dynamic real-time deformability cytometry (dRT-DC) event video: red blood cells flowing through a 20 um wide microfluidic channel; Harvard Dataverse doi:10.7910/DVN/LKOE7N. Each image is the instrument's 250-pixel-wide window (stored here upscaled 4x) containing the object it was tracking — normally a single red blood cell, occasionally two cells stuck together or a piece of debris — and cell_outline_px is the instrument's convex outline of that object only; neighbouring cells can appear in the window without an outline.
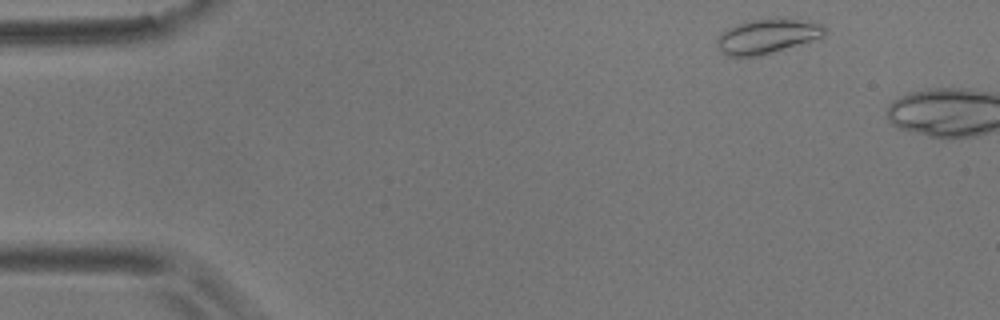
{"species": "common noctule bat (a hibernating species)", "species_latin": "Nyctalus noctula", "temperature_condition": "room temperature", "stored_images_in_passage": 5, "camera_frame_rate_fps": 3000, "um_per_image_px": 0.085, "animal": {"sex": "male", "body_mass_g": 17.9}, "frame": {"image": 1, "passage_image": 2, "time_ms": 0.333, "image_size_px": [1000, 320], "cell_outline_px": [[824, 36], [760, 56], [728, 56], [720, 52], [716, 48], [716, 40], [720, 32], [736, 24], [752, 20], [780, 16], [824, 24]], "centroid_in_image_um": [65.16, 3.06], "position_along_channel_um": 19.8, "area_um2": 21.96}}